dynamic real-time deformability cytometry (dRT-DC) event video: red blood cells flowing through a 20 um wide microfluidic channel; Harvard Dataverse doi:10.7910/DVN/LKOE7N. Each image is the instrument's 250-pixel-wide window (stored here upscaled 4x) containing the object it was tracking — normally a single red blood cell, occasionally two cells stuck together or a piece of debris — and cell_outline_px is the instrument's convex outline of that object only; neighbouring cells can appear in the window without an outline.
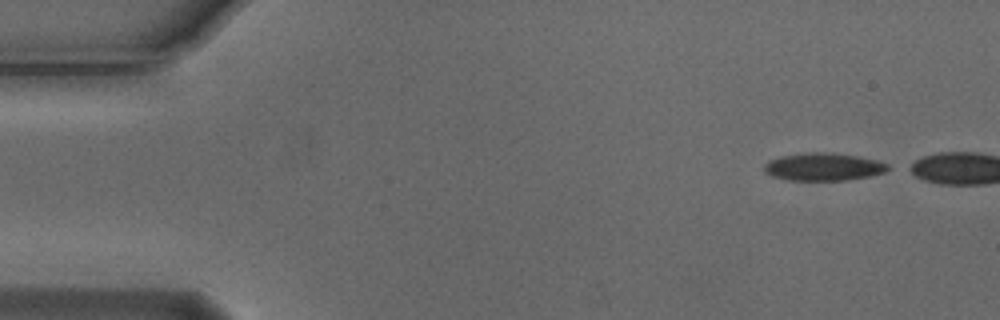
{"species": "Egyptian fruit bat (a non-hibernating species)", "species_latin": "Rousettus aegyptiacus", "temperature_condition": "cold", "stored_images_in_passage": 41, "camera_frame_rate_fps": 3000, "um_per_image_px": 0.085, "animal": {"sex": "male"}, "frame": {"image": 1, "passage_image": 1, "time_ms": 0.0, "image_size_px": [1000, 320], "cell_outline_px": [[888, 168], [884, 172], [868, 176], [844, 180], [788, 180], [772, 176], [764, 172], [764, 164], [768, 160], [780, 156], [804, 152], [832, 152], [860, 156], [880, 160], [888, 164]], "centroid_in_image_um": [69.97, 14.16], "position_along_channel_um": 15.0, "area_um2": 20.17}}
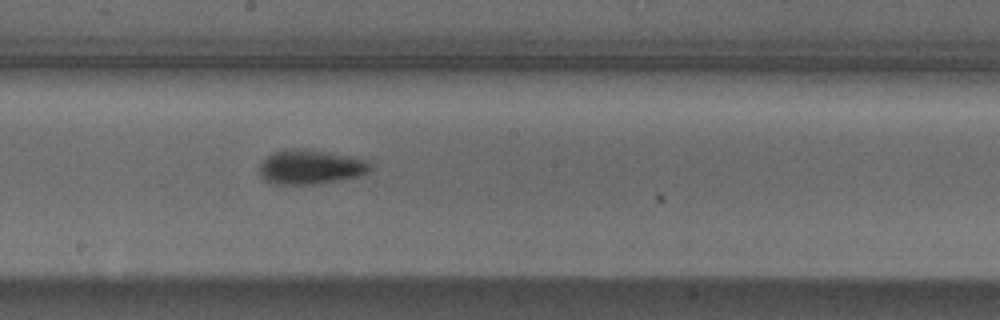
{"frame": {"image": 2, "passage_image": 26, "time_ms": 8.333, "image_size_px": [1000, 320], "cell_outline_px": [[372, 168], [368, 172], [356, 176], [316, 184], [276, 184], [264, 180], [260, 176], [260, 164], [272, 152], [284, 148], [304, 148], [328, 152], [368, 160], [372, 164]], "centroid_in_image_um": [26.37, 14.17], "position_along_channel_um": 221.8, "area_um2": 22.25}}
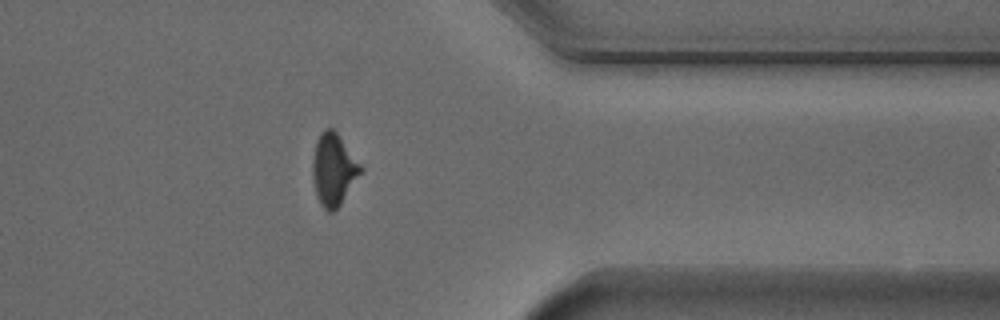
{"frame": {"image": 3, "passage_image": 40, "time_ms": 13.0, "image_size_px": [1000, 320], "cell_outline_px": [[364, 172], [340, 204], [332, 212], [328, 212], [320, 204], [316, 196], [312, 176], [312, 160], [316, 140], [320, 132], [324, 128], [332, 128], [336, 132], [364, 168]], "centroid_in_image_um": [28.36, 14.41], "position_along_channel_um": 383.0, "area_um2": 20.4}}